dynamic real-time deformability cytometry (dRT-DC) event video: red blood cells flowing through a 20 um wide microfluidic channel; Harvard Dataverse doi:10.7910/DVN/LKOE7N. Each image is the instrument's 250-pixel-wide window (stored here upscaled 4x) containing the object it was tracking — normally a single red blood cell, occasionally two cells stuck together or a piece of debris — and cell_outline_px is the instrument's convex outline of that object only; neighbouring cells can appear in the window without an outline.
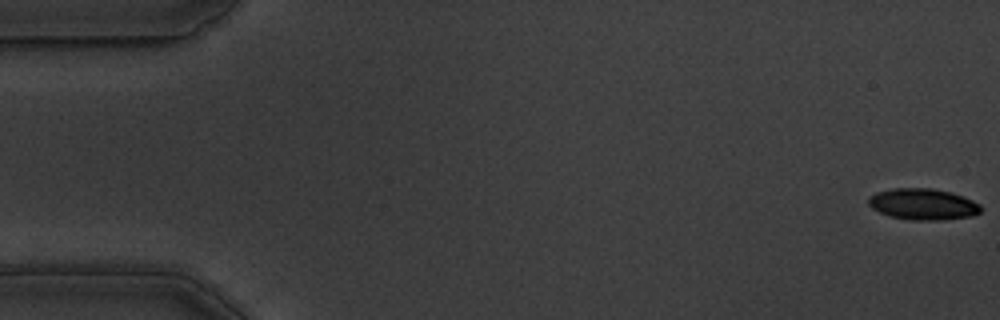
{"species": "common noctule bat (a hibernating species)", "species_latin": "Nyctalus noctula", "temperature_condition": "warm", "stored_images_in_passage": 57, "camera_frame_rate_fps": 3000, "um_per_image_px": 0.085, "animal": {"sex": "male", "body_mass_g": 19.5, "forearm_length_mm": 54.6}, "frame": {"image": 1, "passage_image": 1, "time_ms": 0.0, "image_size_px": [1000, 320], "cell_outline_px": [[984, 208], [980, 212], [972, 216], [940, 220], [912, 220], [888, 216], [872, 208], [868, 204], [868, 196], [876, 192], [892, 188], [932, 188], [952, 192], [964, 196], [980, 204]], "centroid_in_image_um": [78.46, 17.35], "position_along_channel_um": 6.5, "area_um2": 20.75}}
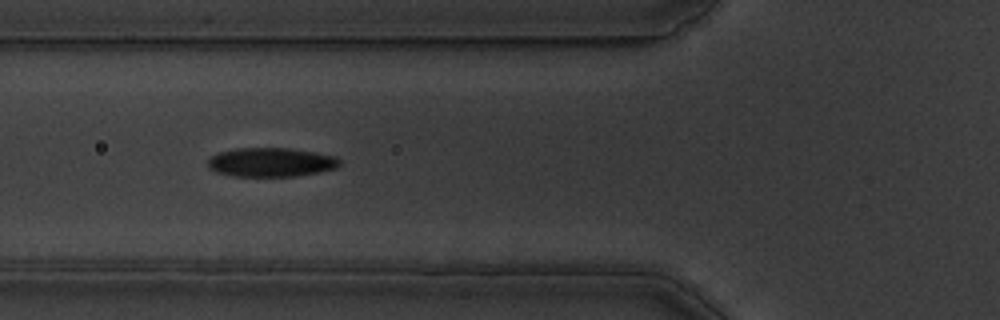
{"frame": {"image": 2, "passage_image": 21, "time_ms": 6.667, "image_size_px": [1000, 320], "cell_outline_px": [[340, 164], [336, 168], [316, 172], [292, 176], [236, 176], [216, 172], [208, 168], [208, 160], [212, 156], [220, 152], [236, 148], [288, 148], [316, 152], [336, 156], [340, 160]], "centroid_in_image_um": [23.03, 13.78], "position_along_channel_um": 102.8, "area_um2": 22.14}}
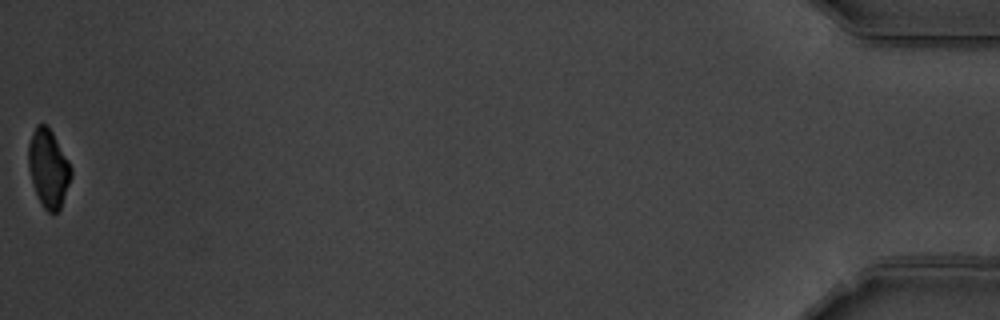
{"frame": {"image": 3, "passage_image": 57, "time_ms": 18.667, "image_size_px": [1000, 320], "cell_outline_px": [[72, 176], [60, 208], [56, 212], [48, 212], [44, 208], [36, 192], [28, 168], [28, 144], [32, 132], [36, 124], [44, 124], [52, 132], [68, 160], [72, 168]], "centroid_in_image_um": [4.11, 14.28], "position_along_channel_um": 431.1, "area_um2": 19.13}, "authors_computed_cell_mechanics": {"area_um2": 21.5016, "velocity_mm_per_s": 3.5701, "shape_relaxation_time_tau1_ms": 3.7986, "shape_relaxation_time_tau2_ms": 4.6366, "deformation_change_tau1": 0.1425, "deformation_change_tau2": 0.087}}